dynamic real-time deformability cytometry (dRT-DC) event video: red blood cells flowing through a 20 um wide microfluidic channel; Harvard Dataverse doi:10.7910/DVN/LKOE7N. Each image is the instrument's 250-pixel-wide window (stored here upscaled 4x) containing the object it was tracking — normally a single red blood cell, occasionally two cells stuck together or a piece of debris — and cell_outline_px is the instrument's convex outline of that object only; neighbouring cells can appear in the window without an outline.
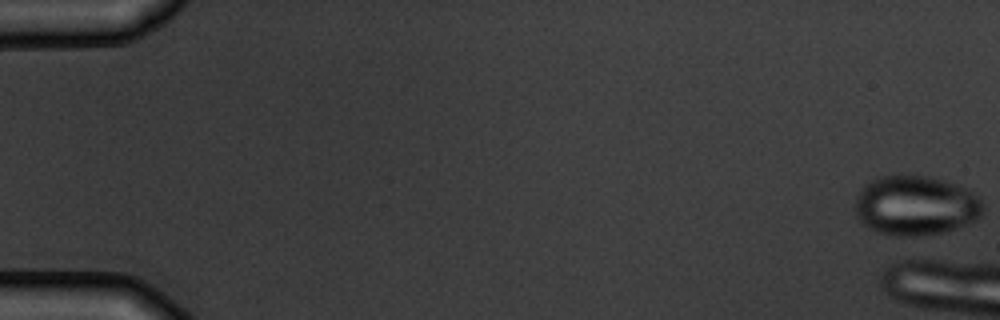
{"species": "common noctule bat (a hibernating species)", "species_latin": "Nyctalus noctula", "temperature_condition": "warm", "stored_images_in_passage": 6, "camera_frame_rate_fps": 3000, "um_per_image_px": 0.085, "animal": {"sex": "male", "body_mass_g": 19.5, "forearm_length_mm": 54.6}, "frame": {"image": 1, "passage_image": 1, "time_ms": 0.0, "image_size_px": [1000, 320], "cell_outline_px": [[984, 212], [976, 220], [968, 224], [944, 232], [916, 236], [892, 236], [868, 228], [856, 216], [856, 196], [860, 188], [864, 184], [880, 176], [908, 172], [928, 176], [944, 180], [956, 184], [980, 196], [984, 204]], "centroid_in_image_um": [77.84, 17.44], "position_along_channel_um": 7.2, "area_um2": 45.43}}